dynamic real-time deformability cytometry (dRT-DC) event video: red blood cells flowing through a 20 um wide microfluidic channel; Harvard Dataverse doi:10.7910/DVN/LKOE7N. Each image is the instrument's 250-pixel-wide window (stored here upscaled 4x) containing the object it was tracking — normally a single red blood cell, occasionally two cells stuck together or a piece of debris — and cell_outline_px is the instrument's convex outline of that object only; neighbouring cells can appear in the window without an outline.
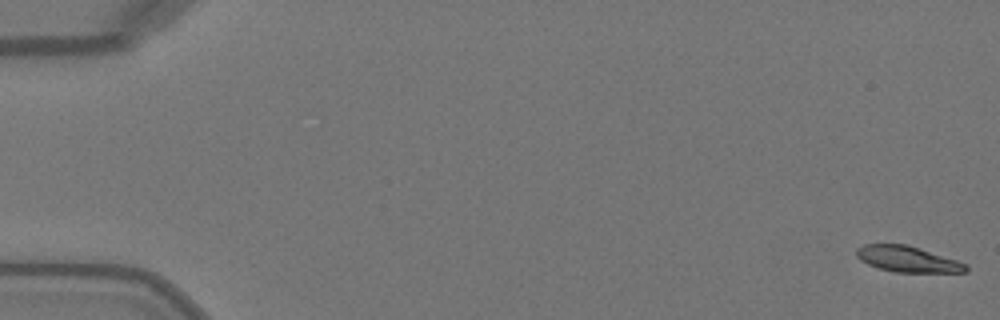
{"species": "Egyptian fruit bat (a non-hibernating species)", "species_latin": "Rousettus aegyptiacus", "temperature_condition": "warm", "stored_images_in_passage": 13, "camera_frame_rate_fps": 3000, "um_per_image_px": 0.085, "animal": {"sex": "female"}, "frame": {"image": 1, "passage_image": 1, "time_ms": 0.0, "image_size_px": [1000, 320], "cell_outline_px": [[968, 272], [896, 272], [880, 268], [868, 264], [860, 260], [856, 256], [856, 248], [864, 244], [908, 244], [968, 264]], "centroid_in_image_um": [77.14, 22.02], "position_along_channel_um": 7.9, "area_um2": 16.47}}